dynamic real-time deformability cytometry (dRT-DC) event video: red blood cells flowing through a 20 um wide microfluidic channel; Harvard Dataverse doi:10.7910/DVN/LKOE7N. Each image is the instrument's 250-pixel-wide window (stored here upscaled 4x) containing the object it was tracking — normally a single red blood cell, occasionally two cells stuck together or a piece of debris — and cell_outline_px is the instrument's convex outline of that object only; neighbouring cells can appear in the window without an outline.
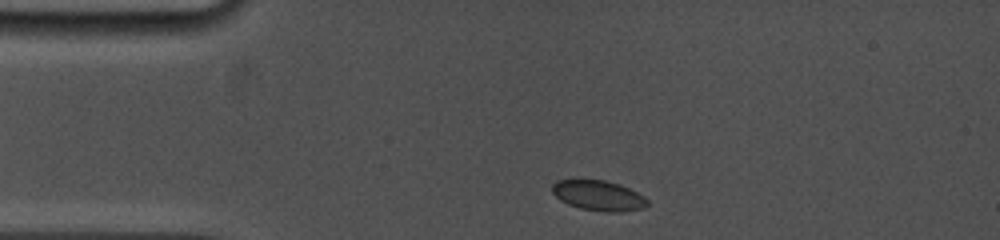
{"species": "common noctule bat (a hibernating species)", "species_latin": "Nyctalus noctula", "temperature_condition": "cold", "stored_images_in_passage": 3, "camera_frame_rate_fps": 5000, "um_per_image_px": 0.085, "animal": {"sex": "female", "body_mass_g": 19.0, "forearm_length_mm": 53.3}, "frame": {"image": 1, "passage_image": 1, "time_ms": 0.0, "image_size_px": [1000, 240], "cell_outline_px": [[648, 204], [644, 208], [620, 212], [604, 212], [580, 208], [568, 204], [560, 200], [552, 192], [552, 184], [556, 180], [576, 176], [604, 180], [620, 184], [644, 196], [648, 200]], "centroid_in_image_um": [50.81, 16.57], "position_along_channel_um": 34.2, "area_um2": 17.46}}